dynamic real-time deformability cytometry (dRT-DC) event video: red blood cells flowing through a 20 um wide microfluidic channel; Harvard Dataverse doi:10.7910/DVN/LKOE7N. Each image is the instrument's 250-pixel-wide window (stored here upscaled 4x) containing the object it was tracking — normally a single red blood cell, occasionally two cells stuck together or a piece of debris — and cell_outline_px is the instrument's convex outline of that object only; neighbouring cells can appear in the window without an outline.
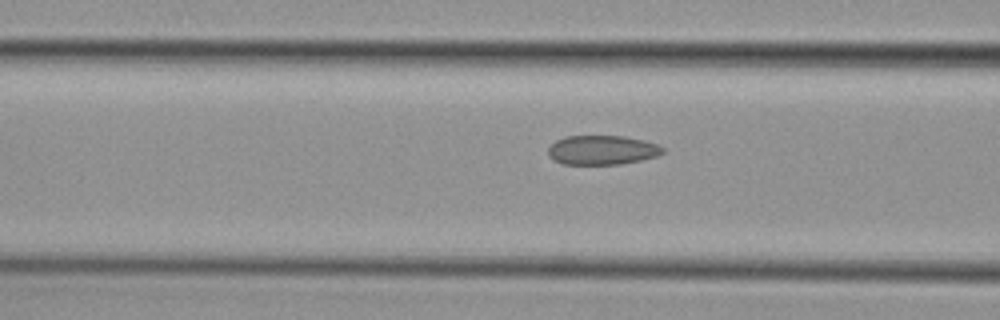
{"species": "common noctule bat (a hibernating species)", "species_latin": "Nyctalus noctula", "temperature_condition": "cold", "stored_images_in_passage": 16, "camera_frame_rate_fps": 3000, "um_per_image_px": 0.085, "animal": {"sex": "female", "body_mass_g": 29.2, "forearm_length_mm": 56.3}, "frame": {"image": 1, "passage_image": 14, "time_ms": 4.333, "image_size_px": [1000, 320], "cell_outline_px": [[664, 152], [656, 156], [640, 160], [620, 164], [564, 164], [548, 156], [548, 148], [556, 140], [564, 136], [624, 136], [644, 140], [656, 144], [664, 148]], "centroid_in_image_um": [51.17, 12.74], "position_along_channel_um": 115.4, "area_um2": 19.48}}